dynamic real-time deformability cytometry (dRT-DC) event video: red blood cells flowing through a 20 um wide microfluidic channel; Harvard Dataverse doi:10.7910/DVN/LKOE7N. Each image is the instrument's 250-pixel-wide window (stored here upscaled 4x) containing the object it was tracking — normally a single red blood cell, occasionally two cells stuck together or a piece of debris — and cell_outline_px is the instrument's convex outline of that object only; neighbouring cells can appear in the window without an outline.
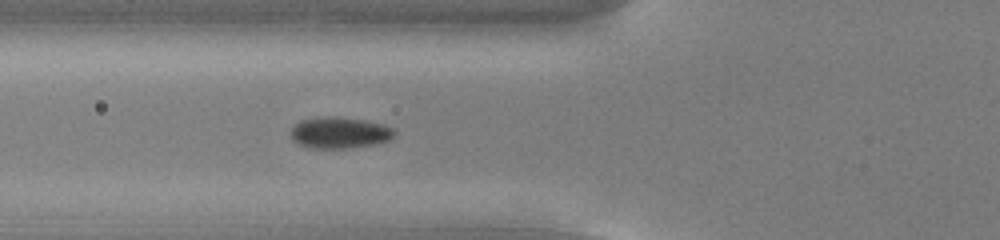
{"species": "common noctule bat (a hibernating species)", "species_latin": "Nyctalus noctula", "temperature_condition": "cold", "stored_images_in_passage": 22, "camera_frame_rate_fps": 3000, "um_per_image_px": 0.085, "animal": {"sex": "male", "body_mass_g": 13.0, "forearm_length_mm": 53.1}, "frame": {"image": 1, "passage_image": 22, "time_ms": 7.0, "image_size_px": [1000, 240], "cell_outline_px": [[396, 136], [388, 140], [372, 144], [344, 148], [308, 148], [296, 144], [292, 140], [292, 128], [300, 120], [364, 120], [384, 124], [392, 128], [396, 132]], "centroid_in_image_um": [28.89, 11.35], "position_along_channel_um": 96.9, "area_um2": 17.86}}